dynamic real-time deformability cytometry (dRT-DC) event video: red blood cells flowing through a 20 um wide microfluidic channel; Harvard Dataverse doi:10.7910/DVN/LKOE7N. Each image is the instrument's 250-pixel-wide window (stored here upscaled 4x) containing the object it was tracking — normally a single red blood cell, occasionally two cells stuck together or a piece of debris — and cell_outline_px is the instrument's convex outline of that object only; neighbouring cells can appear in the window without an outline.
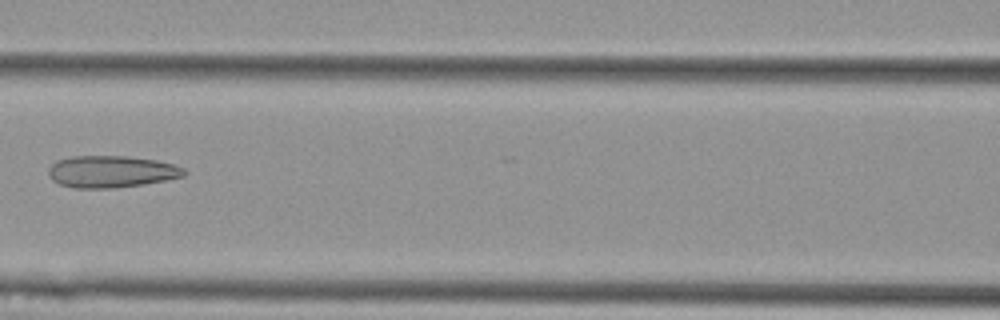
{"species": "Egyptian fruit bat (a non-hibernating species)", "species_latin": "Rousettus aegyptiacus", "temperature_condition": "cold", "stored_images_in_passage": 5, "segment_of_instrument_passage": [1, 2], "camera_frame_rate_fps": 3000, "um_per_image_px": 0.085, "animal": {"sex": "female"}, "frame": {"image": 1, "passage_image": 3, "time_ms": 0.667, "image_size_px": [1000, 320], "cell_outline_px": [[188, 172], [184, 176], [164, 180], [116, 188], [72, 188], [60, 184], [52, 180], [48, 176], [48, 168], [56, 160], [72, 156], [128, 156], [156, 160], [172, 164], [184, 168]], "centroid_in_image_um": [9.42, 14.58], "position_along_channel_um": 157.2, "area_um2": 25.26}}
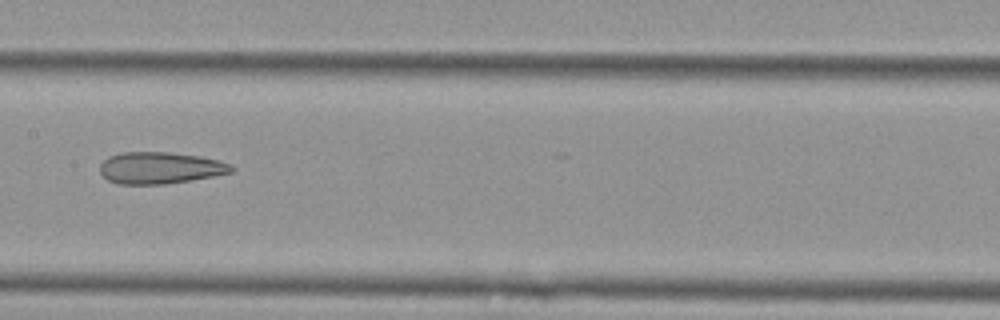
{"frame": {"image": 2, "passage_image": 4, "time_ms": 1.0, "image_size_px": [1000, 320], "cell_outline_px": [[236, 168], [232, 172], [212, 176], [164, 184], [116, 184], [108, 180], [100, 172], [100, 164], [108, 156], [120, 152], [168, 152], [200, 156], [216, 160], [228, 164]], "centroid_in_image_um": [13.56, 14.26], "position_along_channel_um": 193.8, "area_um2": 24.16}}